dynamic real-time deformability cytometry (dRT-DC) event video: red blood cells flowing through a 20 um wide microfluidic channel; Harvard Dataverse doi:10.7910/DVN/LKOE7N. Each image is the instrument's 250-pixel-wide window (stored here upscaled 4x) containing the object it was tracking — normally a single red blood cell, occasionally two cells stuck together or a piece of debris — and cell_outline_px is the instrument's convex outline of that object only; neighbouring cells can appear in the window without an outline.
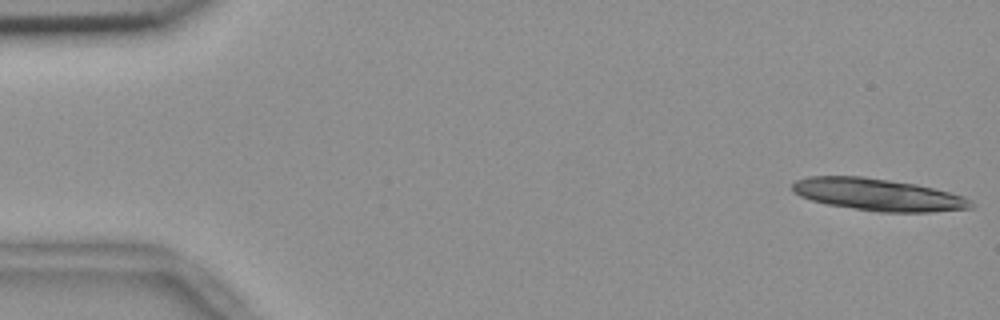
{"species": "common noctule bat (a hibernating species)", "species_latin": "Nyctalus noctula", "temperature_condition": "room temperature", "stored_images_in_passage": 14, "camera_frame_rate_fps": 3000, "um_per_image_px": 0.085, "animal": {"sex": "female", "body_mass_g": 18.4}, "frame": {"image": 1, "passage_image": 1, "time_ms": 0.0, "image_size_px": [1000, 320], "cell_outline_px": [[976, 204], [972, 208], [932, 212], [880, 212], [828, 204], [812, 200], [800, 196], [792, 192], [792, 184], [796, 180], [808, 176], [864, 176], [916, 184], [964, 196]], "centroid_in_image_um": [74.63, 16.54], "position_along_channel_um": 10.4, "area_um2": 33.41}}